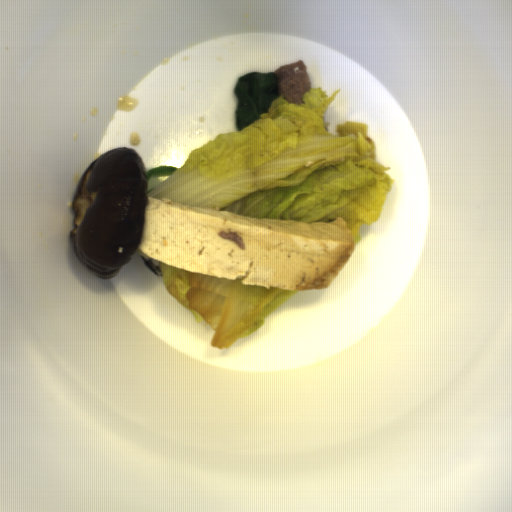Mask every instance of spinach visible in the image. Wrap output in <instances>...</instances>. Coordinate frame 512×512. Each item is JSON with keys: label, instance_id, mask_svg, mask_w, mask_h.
Returning <instances> with one entry per match:
<instances>
[{"label": "spinach", "instance_id": "obj_2", "mask_svg": "<svg viewBox=\"0 0 512 512\" xmlns=\"http://www.w3.org/2000/svg\"><path fill=\"white\" fill-rule=\"evenodd\" d=\"M179 168L173 166V165H159L153 169L147 170V182L151 178L153 174H173L175 171H177Z\"/></svg>", "mask_w": 512, "mask_h": 512}, {"label": "spinach", "instance_id": "obj_1", "mask_svg": "<svg viewBox=\"0 0 512 512\" xmlns=\"http://www.w3.org/2000/svg\"><path fill=\"white\" fill-rule=\"evenodd\" d=\"M275 70L269 73L252 71L237 79L233 90L238 99L235 109L237 132L243 131L263 113H269L271 103L279 98Z\"/></svg>", "mask_w": 512, "mask_h": 512}]
</instances>
